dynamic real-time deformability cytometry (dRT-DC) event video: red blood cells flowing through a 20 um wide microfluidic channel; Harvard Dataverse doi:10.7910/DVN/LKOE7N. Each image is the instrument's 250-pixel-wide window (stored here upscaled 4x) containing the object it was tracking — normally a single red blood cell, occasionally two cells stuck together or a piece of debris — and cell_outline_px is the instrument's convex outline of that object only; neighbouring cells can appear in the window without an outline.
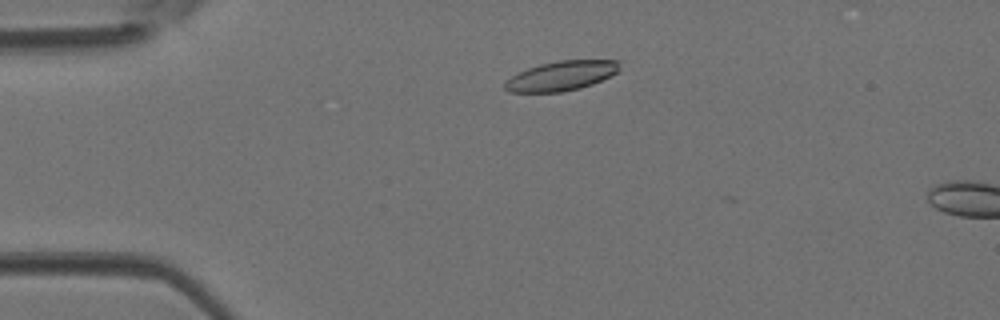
{"species": "Egyptian fruit bat (a non-hibernating species)", "species_latin": "Rousettus aegyptiacus", "temperature_condition": "room temperature", "stored_images_in_passage": 10, "camera_frame_rate_fps": 3000, "um_per_image_px": 0.085, "animal": {"sex": "female"}, "frame": {"image": 1, "passage_image": 7, "time_ms": 2.0, "image_size_px": [1000, 320], "cell_outline_px": [[620, 60], [616, 72], [592, 84], [580, 88], [564, 92], [508, 92], [504, 88], [504, 84], [512, 76], [528, 68], [540, 64], [560, 60]], "centroid_in_image_um": [47.69, 6.45], "position_along_channel_um": 37.3, "area_um2": 19.48}}